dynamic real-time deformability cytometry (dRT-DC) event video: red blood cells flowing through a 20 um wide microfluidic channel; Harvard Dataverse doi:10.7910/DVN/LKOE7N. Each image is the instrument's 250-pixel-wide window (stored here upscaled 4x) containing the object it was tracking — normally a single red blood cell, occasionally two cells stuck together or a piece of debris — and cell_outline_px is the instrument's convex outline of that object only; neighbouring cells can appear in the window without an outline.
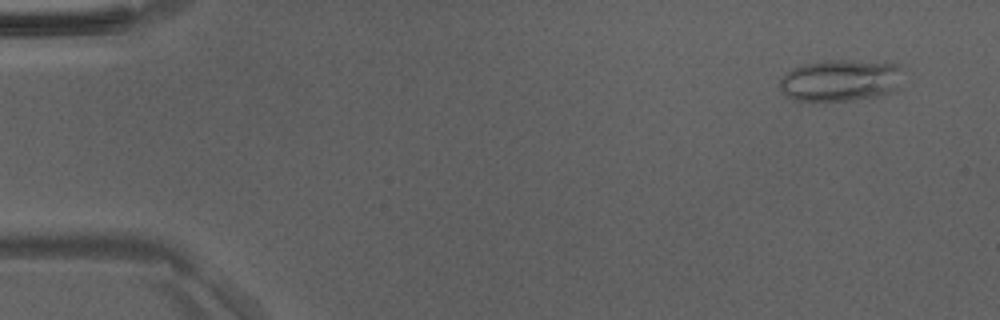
{"species": "Egyptian fruit bat (a non-hibernating species)", "species_latin": "Rousettus aegyptiacus", "temperature_condition": "room temperature", "stored_images_in_passage": 47, "camera_frame_rate_fps": 3000, "um_per_image_px": 0.085, "animal": {"sex": "male"}, "frame": {"image": 1, "passage_image": 4, "time_ms": 1.0, "image_size_px": [1000, 320], "cell_outline_px": [[896, 92], [880, 96], [852, 100], [792, 100], [784, 96], [780, 88], [780, 80], [792, 68], [804, 64], [828, 60], [844, 60], [896, 64]], "centroid_in_image_um": [71.33, 6.86], "position_along_channel_um": 13.7, "area_um2": 29.25}}
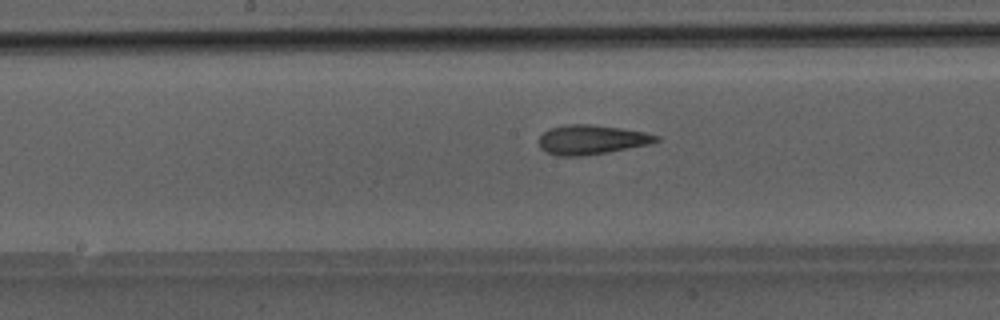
{"frame": {"image": 2, "passage_image": 26, "time_ms": 8.333, "image_size_px": [1000, 320], "cell_outline_px": [[660, 140], [652, 144], [608, 152], [584, 156], [556, 156], [540, 148], [536, 140], [548, 128], [568, 124], [588, 124], [620, 128], [644, 132], [660, 136]], "centroid_in_image_um": [50.26, 11.88], "position_along_channel_um": 197.9, "area_um2": 20.35}}
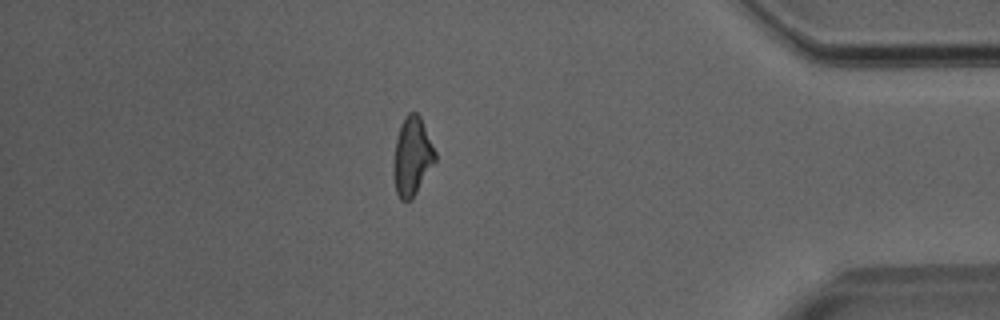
{"frame": {"image": 3, "passage_image": 43, "time_ms": 14.0, "image_size_px": [1000, 320], "cell_outline_px": [[436, 160], [412, 200], [400, 200], [396, 192], [392, 172], [396, 140], [400, 124], [404, 116], [408, 112], [416, 112], [420, 116], [436, 152]], "centroid_in_image_um": [35.02, 13.3], "position_along_channel_um": 400.2, "area_um2": 19.13}}